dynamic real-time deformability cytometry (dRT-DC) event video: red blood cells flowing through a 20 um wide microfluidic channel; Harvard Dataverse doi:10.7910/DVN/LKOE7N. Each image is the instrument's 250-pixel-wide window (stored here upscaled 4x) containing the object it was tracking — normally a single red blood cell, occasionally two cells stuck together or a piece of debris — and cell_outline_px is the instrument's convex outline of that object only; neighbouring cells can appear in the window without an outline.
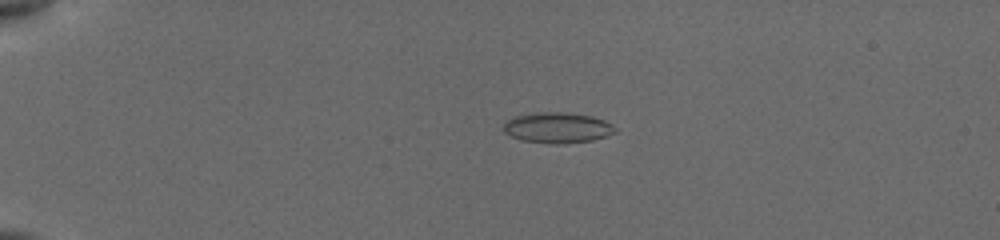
{"species": "common noctule bat (a hibernating species)", "species_latin": "Nyctalus noctula", "temperature_condition": "cold", "stored_images_in_passage": 9, "camera_frame_rate_fps": 3000, "um_per_image_px": 0.085, "animal": {"sex": "female", "body_mass_g": 19.5, "forearm_length_mm": 54.1}, "frame": {"image": 1, "passage_image": 3, "time_ms": 1.667, "image_size_px": [1000, 240], "cell_outline_px": [[616, 132], [608, 136], [592, 140], [564, 144], [556, 144], [524, 140], [512, 136], [504, 132], [504, 120], [512, 116], [540, 112], [560, 112], [592, 116], [604, 120], [612, 124], [616, 128]], "centroid_in_image_um": [47.39, 10.85], "position_along_channel_um": 37.6, "area_um2": 19.94}}
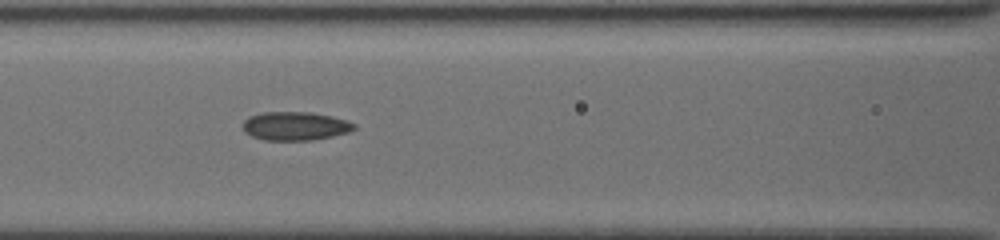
{"frame": {"image": 2, "passage_image": 8, "time_ms": 6.0, "image_size_px": [1000, 240], "cell_outline_px": [[356, 128], [348, 132], [332, 136], [312, 140], [264, 140], [252, 136], [244, 132], [244, 120], [248, 116], [264, 112], [308, 112], [332, 116], [356, 124]], "centroid_in_image_um": [25.08, 10.71], "position_along_channel_um": 141.5, "area_um2": 18.44}}
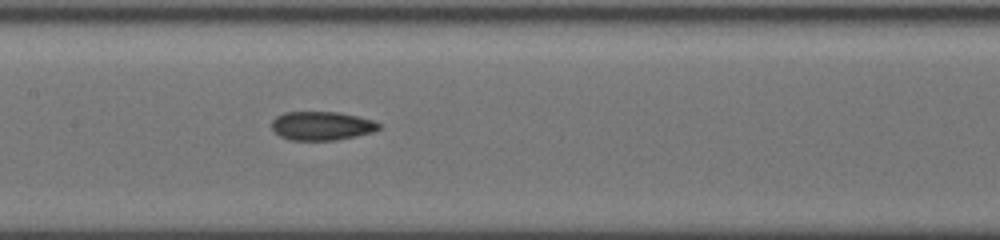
{"frame": {"image": 3, "passage_image": 9, "time_ms": 7.0, "image_size_px": [1000, 240], "cell_outline_px": [[380, 128], [372, 132], [356, 136], [336, 140], [292, 140], [280, 136], [272, 128], [272, 120], [276, 116], [284, 112], [340, 112], [372, 120], [380, 124]], "centroid_in_image_um": [27.33, 10.69], "position_along_channel_um": 180.1, "area_um2": 17.86}}